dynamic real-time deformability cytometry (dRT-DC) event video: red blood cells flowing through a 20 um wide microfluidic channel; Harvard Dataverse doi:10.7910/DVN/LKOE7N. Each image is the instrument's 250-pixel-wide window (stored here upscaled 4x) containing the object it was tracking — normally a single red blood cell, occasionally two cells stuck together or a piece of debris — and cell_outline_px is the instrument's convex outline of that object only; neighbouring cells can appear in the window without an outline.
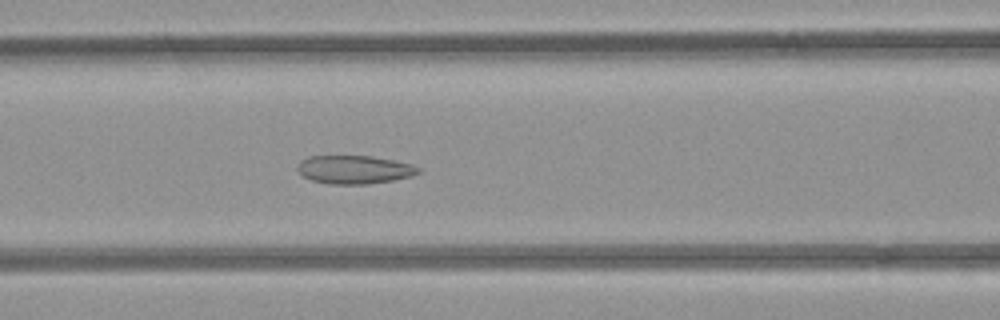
{"species": "common noctule bat (a hibernating species)", "species_latin": "Nyctalus noctula", "temperature_condition": "room temperature", "stored_images_in_passage": 53, "camera_frame_rate_fps": 3000, "um_per_image_px": 0.085, "animal": {"sex": "female", "body_mass_g": 21.9}, "frame": {"image": 1, "passage_image": 21, "time_ms": 6.667, "image_size_px": [1000, 320], "cell_outline_px": [[420, 172], [412, 176], [392, 180], [368, 184], [328, 184], [312, 180], [304, 176], [296, 168], [300, 160], [308, 156], [372, 156], [412, 164], [420, 168]], "centroid_in_image_um": [30.11, 14.41], "position_along_channel_um": 136.5, "area_um2": 19.94}}
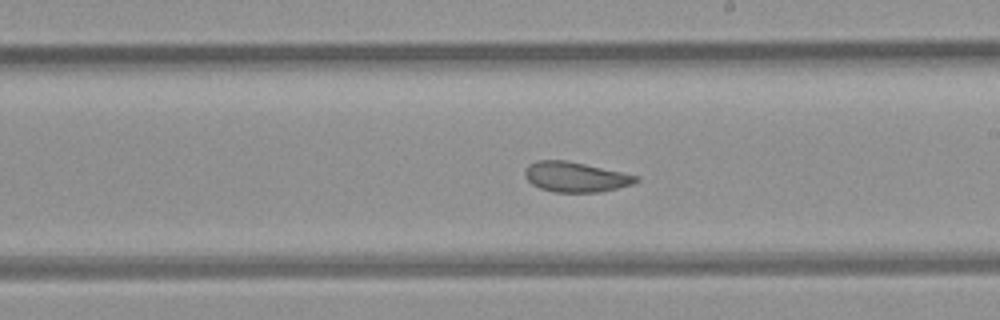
{"frame": {"image": 2, "passage_image": 29, "time_ms": 9.333, "image_size_px": [1000, 320], "cell_outline_px": [[640, 180], [632, 184], [600, 192], [556, 192], [540, 188], [532, 184], [524, 176], [524, 172], [528, 164], [536, 160], [564, 160], [584, 164], [640, 176]], "centroid_in_image_um": [48.9, 15.04], "position_along_channel_um": 240.1, "area_um2": 19.36}}
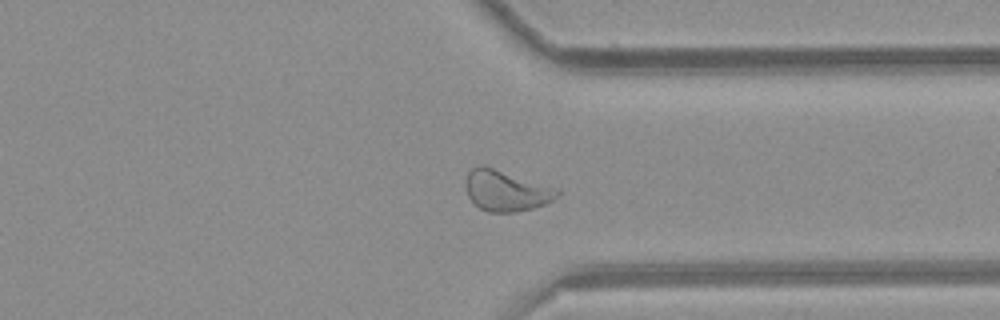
{"frame": {"image": 3, "passage_image": 39, "time_ms": 12.667, "image_size_px": [1000, 320], "cell_outline_px": [[560, 196], [544, 204], [532, 208], [516, 212], [488, 212], [480, 208], [468, 196], [464, 184], [464, 180], [468, 172], [472, 168], [480, 164], [484, 164], [552, 188], [560, 192]], "centroid_in_image_um": [42.93, 16.2], "position_along_channel_um": 368.5, "area_um2": 21.5}, "authors_computed_cell_mechanics": {"area_um2": 22.3686, "velocity_mm_per_s": 3.889, "shape_relaxation_time_tau1_ms": null, "shape_relaxation_time_tau2_ms": 1.8732, "deformation_change_tau1": null, "deformation_change_tau2": 0.0794}}